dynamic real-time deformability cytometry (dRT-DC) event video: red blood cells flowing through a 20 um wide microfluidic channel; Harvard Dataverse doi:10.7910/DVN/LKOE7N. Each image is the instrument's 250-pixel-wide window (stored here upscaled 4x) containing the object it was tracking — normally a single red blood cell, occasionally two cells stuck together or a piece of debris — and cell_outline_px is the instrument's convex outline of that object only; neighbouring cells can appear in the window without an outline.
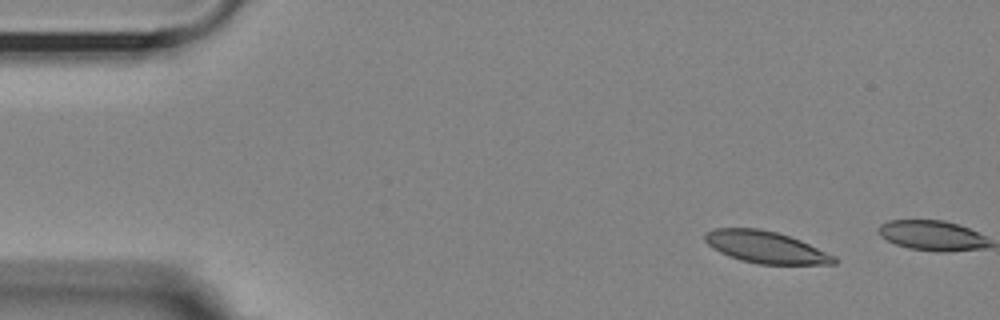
{"species": "Egyptian fruit bat (a non-hibernating species)", "species_latin": "Rousettus aegyptiacus", "temperature_condition": "room temperature", "stored_images_in_passage": 4, "camera_frame_rate_fps": 3000, "um_per_image_px": 0.085, "animal": {"sex": "female"}, "frame": {"image": 1, "passage_image": 1, "time_ms": 0.0, "image_size_px": [1000, 320], "cell_outline_px": [[836, 264], [760, 264], [740, 260], [728, 256], [720, 252], [708, 244], [704, 240], [704, 236], [708, 232], [716, 228], [760, 228], [776, 232], [800, 240], [836, 256]], "centroid_in_image_um": [65.09, 21.01], "position_along_channel_um": 19.9, "area_um2": 23.81}}